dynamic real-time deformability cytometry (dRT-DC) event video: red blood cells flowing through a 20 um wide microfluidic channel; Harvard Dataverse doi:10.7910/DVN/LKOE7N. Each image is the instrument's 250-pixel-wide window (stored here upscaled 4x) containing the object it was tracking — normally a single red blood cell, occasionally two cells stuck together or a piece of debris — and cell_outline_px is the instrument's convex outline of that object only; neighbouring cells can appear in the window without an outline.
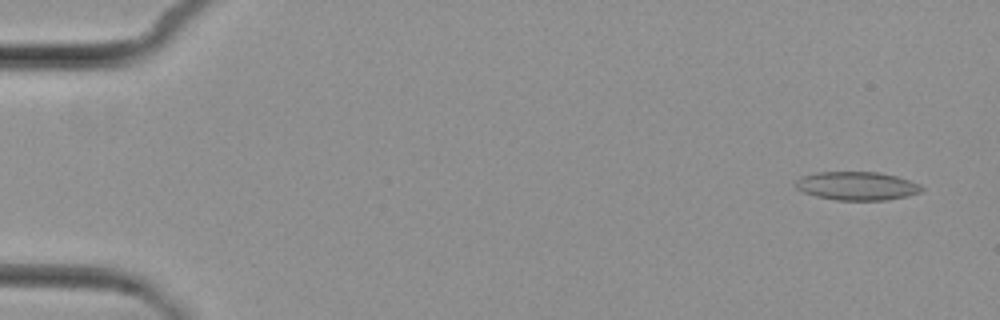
{"species": "common noctule bat (a hibernating species)", "species_latin": "Nyctalus noctula", "temperature_condition": "cold", "stored_images_in_passage": 4, "camera_frame_rate_fps": 3000, "um_per_image_px": 0.085, "animal": {"sex": "female", "body_mass_g": 29.2, "forearm_length_mm": 56.3}, "frame": {"image": 1, "passage_image": 1, "time_ms": 0.0, "image_size_px": [1000, 320], "cell_outline_px": [[924, 188], [920, 192], [908, 196], [884, 200], [836, 200], [816, 196], [804, 192], [796, 188], [796, 180], [800, 176], [816, 172], [880, 172], [896, 176], [920, 184]], "centroid_in_image_um": [72.83, 15.8], "position_along_channel_um": 12.2, "area_um2": 20.92}}
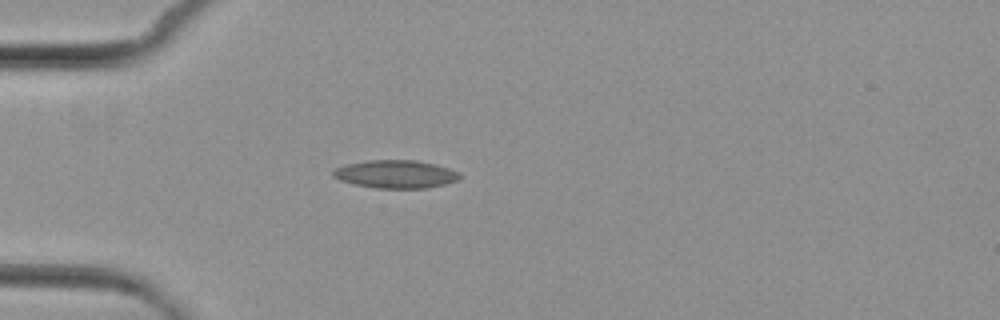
{"frame": {"image": 2, "passage_image": 4, "time_ms": 4.333, "image_size_px": [1000, 320], "cell_outline_px": [[460, 176], [456, 180], [444, 184], [428, 188], [376, 188], [356, 184], [340, 180], [332, 176], [332, 172], [336, 168], [348, 164], [368, 160], [416, 160], [436, 164], [460, 172]], "centroid_in_image_um": [33.64, 14.8], "position_along_channel_um": 51.4, "area_um2": 20.52}}